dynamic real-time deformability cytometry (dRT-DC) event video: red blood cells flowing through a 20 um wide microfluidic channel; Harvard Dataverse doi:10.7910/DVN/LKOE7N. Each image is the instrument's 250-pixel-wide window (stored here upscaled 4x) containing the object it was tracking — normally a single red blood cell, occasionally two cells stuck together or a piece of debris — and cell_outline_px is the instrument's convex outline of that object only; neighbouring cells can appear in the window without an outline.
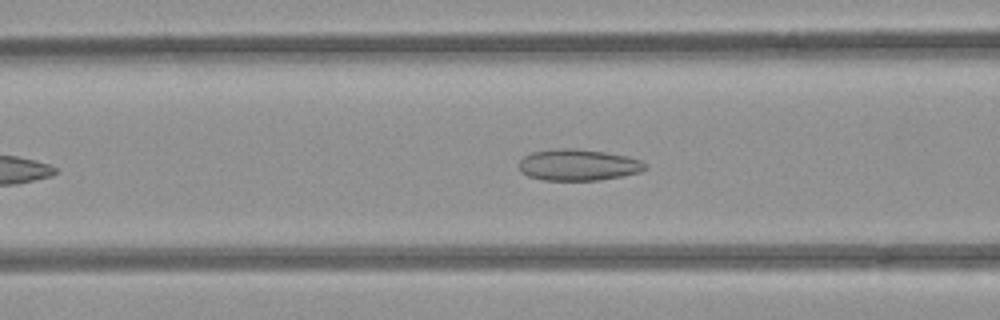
{"species": "common noctule bat (a hibernating species)", "species_latin": "Nyctalus noctula", "temperature_condition": "room temperature", "stored_images_in_passage": 34, "camera_frame_rate_fps": 3000, "um_per_image_px": 0.085, "animal": {"sex": "female", "body_mass_g": 21.9}, "frame": {"image": 1, "passage_image": 5, "time_ms": 1.333, "image_size_px": [1000, 320], "cell_outline_px": [[648, 168], [640, 172], [600, 180], [544, 180], [528, 176], [520, 172], [520, 160], [524, 156], [532, 152], [564, 148], [572, 148], [604, 152], [628, 156], [640, 160], [648, 164]], "centroid_in_image_um": [49.17, 14.02], "position_along_channel_um": 117.4, "area_um2": 23.0}}
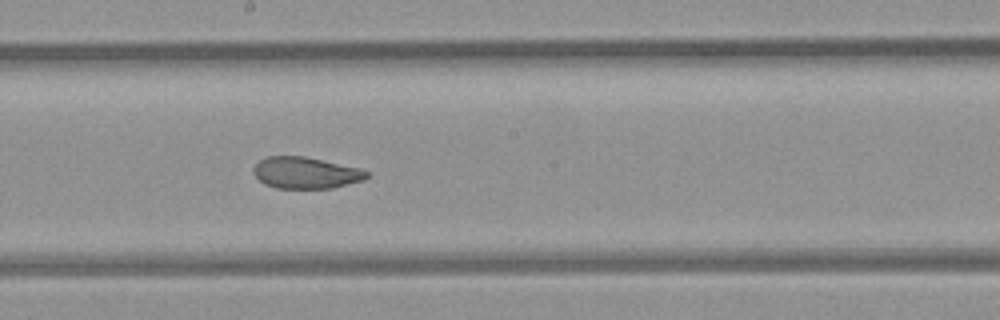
{"frame": {"image": 2, "passage_image": 13, "time_ms": 4.0, "image_size_px": [1000, 320], "cell_outline_px": [[372, 176], [364, 180], [332, 188], [276, 188], [264, 184], [252, 172], [252, 168], [260, 160], [268, 156], [304, 156], [360, 168], [368, 172]], "centroid_in_image_um": [26.0, 14.69], "position_along_channel_um": 222.2, "area_um2": 20.87}}
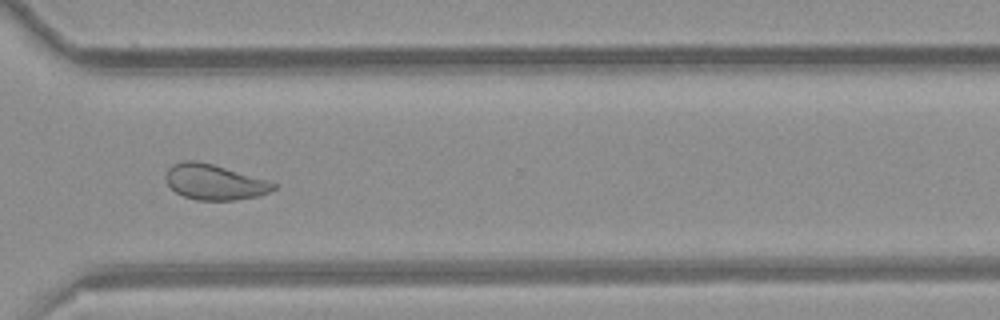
{"frame": {"image": 3, "passage_image": 23, "time_ms": 7.333, "image_size_px": [1000, 320], "cell_outline_px": [[280, 184], [276, 188], [268, 192], [256, 196], [236, 200], [196, 200], [184, 196], [176, 192], [168, 184], [168, 168], [172, 164], [184, 160], [196, 160], [212, 164], [268, 180]], "centroid_in_image_um": [18.26, 15.47], "position_along_channel_um": 352.3, "area_um2": 22.02}, "authors_computed_cell_mechanics": {"area_um2": 21.9062, "velocity_mm_per_s": 3.9146, "shape_relaxation_time_tau1_ms": null, "shape_relaxation_time_tau2_ms": 1.4964, "deformation_change_tau1": null, "deformation_change_tau2": 0.0705}}